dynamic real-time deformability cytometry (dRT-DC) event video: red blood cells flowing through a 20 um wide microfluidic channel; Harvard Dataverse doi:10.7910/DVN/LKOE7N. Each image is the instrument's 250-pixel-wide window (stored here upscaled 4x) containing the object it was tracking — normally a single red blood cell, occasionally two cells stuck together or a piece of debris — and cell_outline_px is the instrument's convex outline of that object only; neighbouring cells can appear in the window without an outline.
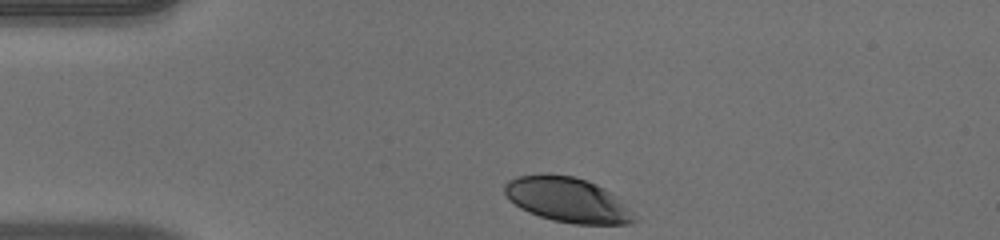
{"species": "human", "species_latin": "Homo sapiens", "temperature_condition": "warm", "stored_images_in_passage": 33, "camera_frame_rate_fps": 3000, "um_per_image_px": 0.085, "donor": {"sex": "male"}, "frame": {"image": 1, "passage_image": 1, "time_ms": 0.0, "image_size_px": [1000, 240], "cell_outline_px": [[636, 220], [628, 224], [572, 224], [552, 220], [528, 212], [520, 208], [504, 192], [504, 184], [508, 180], [516, 176], [544, 172], [548, 172], [572, 176], [596, 184], [612, 192], [616, 196]], "centroid_in_image_um": [48.17, 16.96], "position_along_channel_um": 36.8, "area_um2": 33.76}}
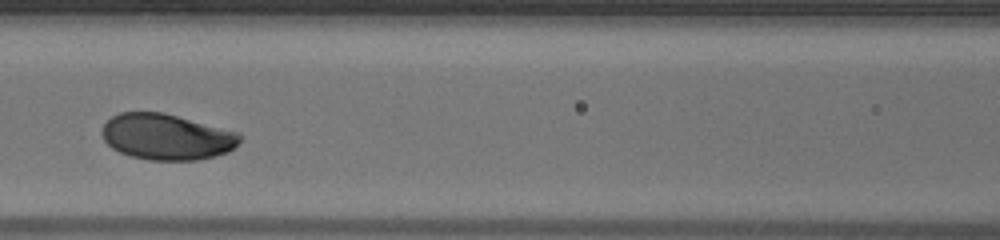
{"frame": {"image": 2, "passage_image": 13, "time_ms": 4.0, "image_size_px": [1000, 240], "cell_outline_px": [[240, 140], [228, 152], [200, 160], [148, 160], [132, 156], [120, 152], [112, 148], [104, 140], [100, 132], [104, 124], [112, 116], [120, 112], [164, 112], [240, 132]], "centroid_in_image_um": [14.15, 11.62], "position_along_channel_um": 152.4, "area_um2": 37.05}}
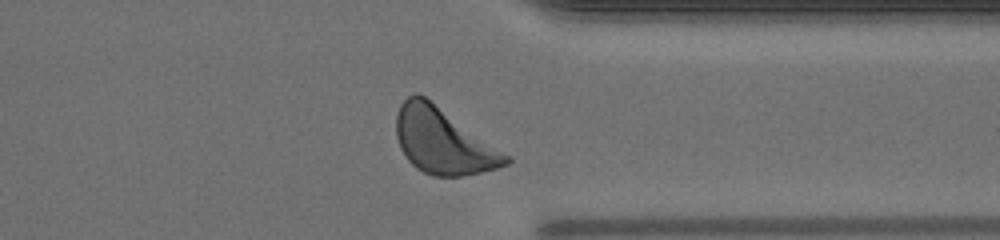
{"frame": {"image": 3, "passage_image": 30, "time_ms": 9.667, "image_size_px": [1000, 240], "cell_outline_px": [[512, 160], [508, 164], [496, 168], [480, 172], [460, 176], [432, 176], [416, 168], [408, 160], [400, 148], [396, 136], [396, 116], [400, 104], [408, 96], [416, 92], [424, 96], [512, 156]], "centroid_in_image_um": [37.67, 11.99], "position_along_channel_um": 373.7, "area_um2": 41.91}, "authors_computed_cell_mechanics": {"area_um2": 37.3388, "velocity_mm_per_s": 3.9528, "shape_relaxation_time_tau1_ms": 1.9083, "shape_relaxation_time_tau2_ms": null, "deformation_change_tau1": 0.1184, "deformation_change_tau2": null}}